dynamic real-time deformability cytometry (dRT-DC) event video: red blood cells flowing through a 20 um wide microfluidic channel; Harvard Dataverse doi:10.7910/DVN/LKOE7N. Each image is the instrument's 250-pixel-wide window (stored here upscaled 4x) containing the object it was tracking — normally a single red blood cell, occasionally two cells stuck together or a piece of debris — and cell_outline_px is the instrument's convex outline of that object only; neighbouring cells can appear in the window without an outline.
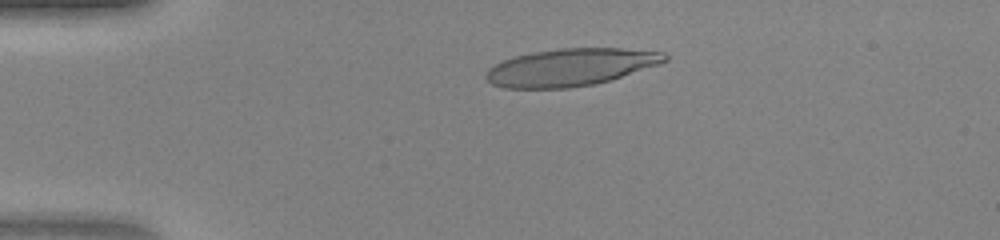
{"species": "human", "species_latin": "Homo sapiens", "temperature_condition": "warm", "stored_images_in_passage": 46, "camera_frame_rate_fps": 3000, "um_per_image_px": 0.085, "donor": {"sex": "female"}, "frame": {"image": 1, "passage_image": 10, "time_ms": 3.0, "image_size_px": [1000, 240], "cell_outline_px": [[668, 60], [660, 64], [596, 84], [568, 88], [504, 88], [492, 84], [484, 76], [488, 68], [512, 56], [532, 52], [560, 48], [620, 48], [664, 52], [668, 56]], "centroid_in_image_um": [48.49, 5.71], "position_along_channel_um": 36.5, "area_um2": 38.96}}
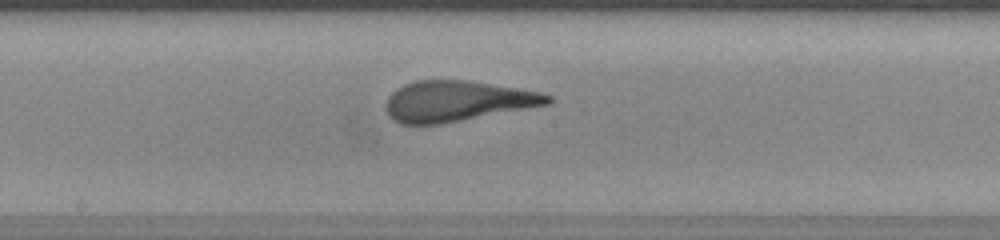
{"frame": {"image": 2, "passage_image": 25, "time_ms": 8.0, "image_size_px": [1000, 240], "cell_outline_px": [[552, 100], [548, 104], [440, 124], [400, 124], [392, 120], [388, 116], [384, 108], [384, 104], [388, 96], [396, 88], [404, 84], [416, 80], [468, 80], [540, 92], [552, 96]], "centroid_in_image_um": [38.77, 8.59], "position_along_channel_um": 209.4, "area_um2": 38.21}}
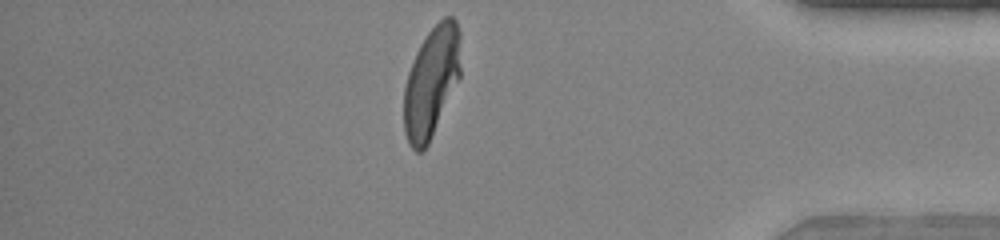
{"frame": {"image": 3, "passage_image": 40, "time_ms": 13.0, "image_size_px": [1000, 240], "cell_outline_px": [[460, 76], [428, 144], [424, 152], [416, 152], [408, 144], [404, 132], [404, 88], [408, 72], [416, 52], [420, 44], [428, 32], [444, 16], [452, 16], [456, 20], [460, 32]], "centroid_in_image_um": [36.66, 6.97], "position_along_channel_um": 398.5, "area_um2": 36.59}}